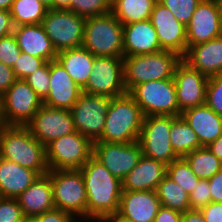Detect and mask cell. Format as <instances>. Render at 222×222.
I'll use <instances>...</instances> for the list:
<instances>
[{"mask_svg": "<svg viewBox=\"0 0 222 222\" xmlns=\"http://www.w3.org/2000/svg\"><path fill=\"white\" fill-rule=\"evenodd\" d=\"M87 193V221L101 222L118 212L122 182L94 156L80 169Z\"/></svg>", "mask_w": 222, "mask_h": 222, "instance_id": "cell-1", "label": "cell"}, {"mask_svg": "<svg viewBox=\"0 0 222 222\" xmlns=\"http://www.w3.org/2000/svg\"><path fill=\"white\" fill-rule=\"evenodd\" d=\"M0 157L39 175L49 172L46 146L35 139L26 126L4 125L1 128Z\"/></svg>", "mask_w": 222, "mask_h": 222, "instance_id": "cell-2", "label": "cell"}, {"mask_svg": "<svg viewBox=\"0 0 222 222\" xmlns=\"http://www.w3.org/2000/svg\"><path fill=\"white\" fill-rule=\"evenodd\" d=\"M144 117L142 109L129 93L113 97L99 141L115 143L138 141Z\"/></svg>", "mask_w": 222, "mask_h": 222, "instance_id": "cell-3", "label": "cell"}, {"mask_svg": "<svg viewBox=\"0 0 222 222\" xmlns=\"http://www.w3.org/2000/svg\"><path fill=\"white\" fill-rule=\"evenodd\" d=\"M181 59L178 54L165 50L151 54L123 56L125 90L129 93L138 84L173 78L175 68Z\"/></svg>", "mask_w": 222, "mask_h": 222, "instance_id": "cell-4", "label": "cell"}, {"mask_svg": "<svg viewBox=\"0 0 222 222\" xmlns=\"http://www.w3.org/2000/svg\"><path fill=\"white\" fill-rule=\"evenodd\" d=\"M82 46L94 56L123 57V24L112 13L87 18Z\"/></svg>", "mask_w": 222, "mask_h": 222, "instance_id": "cell-5", "label": "cell"}, {"mask_svg": "<svg viewBox=\"0 0 222 222\" xmlns=\"http://www.w3.org/2000/svg\"><path fill=\"white\" fill-rule=\"evenodd\" d=\"M48 174L55 208L71 213L80 222H87V193L80 169L49 170Z\"/></svg>", "mask_w": 222, "mask_h": 222, "instance_id": "cell-6", "label": "cell"}, {"mask_svg": "<svg viewBox=\"0 0 222 222\" xmlns=\"http://www.w3.org/2000/svg\"><path fill=\"white\" fill-rule=\"evenodd\" d=\"M129 94L140 106L144 116L179 117V106L173 78L152 80L135 86Z\"/></svg>", "mask_w": 222, "mask_h": 222, "instance_id": "cell-7", "label": "cell"}, {"mask_svg": "<svg viewBox=\"0 0 222 222\" xmlns=\"http://www.w3.org/2000/svg\"><path fill=\"white\" fill-rule=\"evenodd\" d=\"M85 22L69 9H48L41 24L58 53L83 45Z\"/></svg>", "mask_w": 222, "mask_h": 222, "instance_id": "cell-8", "label": "cell"}, {"mask_svg": "<svg viewBox=\"0 0 222 222\" xmlns=\"http://www.w3.org/2000/svg\"><path fill=\"white\" fill-rule=\"evenodd\" d=\"M43 100L24 79H16L0 96V113L4 125L25 126L42 107Z\"/></svg>", "mask_w": 222, "mask_h": 222, "instance_id": "cell-9", "label": "cell"}, {"mask_svg": "<svg viewBox=\"0 0 222 222\" xmlns=\"http://www.w3.org/2000/svg\"><path fill=\"white\" fill-rule=\"evenodd\" d=\"M176 116L149 115L144 117L138 142L146 157L169 165L180 158L170 142V129Z\"/></svg>", "mask_w": 222, "mask_h": 222, "instance_id": "cell-10", "label": "cell"}, {"mask_svg": "<svg viewBox=\"0 0 222 222\" xmlns=\"http://www.w3.org/2000/svg\"><path fill=\"white\" fill-rule=\"evenodd\" d=\"M112 98L82 92L70 109L75 130L92 143L101 139L105 128L106 114Z\"/></svg>", "mask_w": 222, "mask_h": 222, "instance_id": "cell-11", "label": "cell"}, {"mask_svg": "<svg viewBox=\"0 0 222 222\" xmlns=\"http://www.w3.org/2000/svg\"><path fill=\"white\" fill-rule=\"evenodd\" d=\"M49 170L81 169L93 156V143L75 131L46 146Z\"/></svg>", "mask_w": 222, "mask_h": 222, "instance_id": "cell-12", "label": "cell"}, {"mask_svg": "<svg viewBox=\"0 0 222 222\" xmlns=\"http://www.w3.org/2000/svg\"><path fill=\"white\" fill-rule=\"evenodd\" d=\"M82 92L109 97L126 94L123 57L95 56L91 74Z\"/></svg>", "mask_w": 222, "mask_h": 222, "instance_id": "cell-13", "label": "cell"}, {"mask_svg": "<svg viewBox=\"0 0 222 222\" xmlns=\"http://www.w3.org/2000/svg\"><path fill=\"white\" fill-rule=\"evenodd\" d=\"M25 126L33 137L44 146L59 137L76 131L69 109L53 108L45 104Z\"/></svg>", "mask_w": 222, "mask_h": 222, "instance_id": "cell-14", "label": "cell"}, {"mask_svg": "<svg viewBox=\"0 0 222 222\" xmlns=\"http://www.w3.org/2000/svg\"><path fill=\"white\" fill-rule=\"evenodd\" d=\"M93 156L113 176L122 180L137 165L142 150L138 141L132 143L97 141L93 143Z\"/></svg>", "mask_w": 222, "mask_h": 222, "instance_id": "cell-15", "label": "cell"}, {"mask_svg": "<svg viewBox=\"0 0 222 222\" xmlns=\"http://www.w3.org/2000/svg\"><path fill=\"white\" fill-rule=\"evenodd\" d=\"M173 79L176 87L179 116L189 108L205 104L207 76L193 69L181 59L175 68Z\"/></svg>", "mask_w": 222, "mask_h": 222, "instance_id": "cell-16", "label": "cell"}, {"mask_svg": "<svg viewBox=\"0 0 222 222\" xmlns=\"http://www.w3.org/2000/svg\"><path fill=\"white\" fill-rule=\"evenodd\" d=\"M149 20L156 30L161 49L183 58L188 50L186 26L158 1L154 4Z\"/></svg>", "mask_w": 222, "mask_h": 222, "instance_id": "cell-17", "label": "cell"}, {"mask_svg": "<svg viewBox=\"0 0 222 222\" xmlns=\"http://www.w3.org/2000/svg\"><path fill=\"white\" fill-rule=\"evenodd\" d=\"M186 34L188 48L222 35L218 0H201L186 25Z\"/></svg>", "mask_w": 222, "mask_h": 222, "instance_id": "cell-18", "label": "cell"}, {"mask_svg": "<svg viewBox=\"0 0 222 222\" xmlns=\"http://www.w3.org/2000/svg\"><path fill=\"white\" fill-rule=\"evenodd\" d=\"M81 93L82 88L72 80L64 67L57 60L50 61L49 93L43 104L70 110Z\"/></svg>", "mask_w": 222, "mask_h": 222, "instance_id": "cell-19", "label": "cell"}, {"mask_svg": "<svg viewBox=\"0 0 222 222\" xmlns=\"http://www.w3.org/2000/svg\"><path fill=\"white\" fill-rule=\"evenodd\" d=\"M160 207L156 191H122L118 213L133 222H153Z\"/></svg>", "mask_w": 222, "mask_h": 222, "instance_id": "cell-20", "label": "cell"}, {"mask_svg": "<svg viewBox=\"0 0 222 222\" xmlns=\"http://www.w3.org/2000/svg\"><path fill=\"white\" fill-rule=\"evenodd\" d=\"M161 50L156 30L149 19L123 25L124 56L151 54Z\"/></svg>", "mask_w": 222, "mask_h": 222, "instance_id": "cell-21", "label": "cell"}, {"mask_svg": "<svg viewBox=\"0 0 222 222\" xmlns=\"http://www.w3.org/2000/svg\"><path fill=\"white\" fill-rule=\"evenodd\" d=\"M166 166L142 154L137 165L121 180L122 191H156L166 175Z\"/></svg>", "mask_w": 222, "mask_h": 222, "instance_id": "cell-22", "label": "cell"}, {"mask_svg": "<svg viewBox=\"0 0 222 222\" xmlns=\"http://www.w3.org/2000/svg\"><path fill=\"white\" fill-rule=\"evenodd\" d=\"M16 199L26 218L55 209L50 175H39Z\"/></svg>", "mask_w": 222, "mask_h": 222, "instance_id": "cell-23", "label": "cell"}, {"mask_svg": "<svg viewBox=\"0 0 222 222\" xmlns=\"http://www.w3.org/2000/svg\"><path fill=\"white\" fill-rule=\"evenodd\" d=\"M182 59L208 78L222 73V35L190 46Z\"/></svg>", "mask_w": 222, "mask_h": 222, "instance_id": "cell-24", "label": "cell"}, {"mask_svg": "<svg viewBox=\"0 0 222 222\" xmlns=\"http://www.w3.org/2000/svg\"><path fill=\"white\" fill-rule=\"evenodd\" d=\"M13 34L21 52L45 59L47 62L56 60L58 53L42 24L14 27Z\"/></svg>", "mask_w": 222, "mask_h": 222, "instance_id": "cell-25", "label": "cell"}, {"mask_svg": "<svg viewBox=\"0 0 222 222\" xmlns=\"http://www.w3.org/2000/svg\"><path fill=\"white\" fill-rule=\"evenodd\" d=\"M180 116L196 132L202 146H208L222 134V116L206 104L189 108Z\"/></svg>", "mask_w": 222, "mask_h": 222, "instance_id": "cell-26", "label": "cell"}, {"mask_svg": "<svg viewBox=\"0 0 222 222\" xmlns=\"http://www.w3.org/2000/svg\"><path fill=\"white\" fill-rule=\"evenodd\" d=\"M38 176L36 171L0 157V197L17 198Z\"/></svg>", "mask_w": 222, "mask_h": 222, "instance_id": "cell-27", "label": "cell"}, {"mask_svg": "<svg viewBox=\"0 0 222 222\" xmlns=\"http://www.w3.org/2000/svg\"><path fill=\"white\" fill-rule=\"evenodd\" d=\"M95 56L83 46L58 52L56 60L64 67L72 80L83 88L92 71Z\"/></svg>", "mask_w": 222, "mask_h": 222, "instance_id": "cell-28", "label": "cell"}, {"mask_svg": "<svg viewBox=\"0 0 222 222\" xmlns=\"http://www.w3.org/2000/svg\"><path fill=\"white\" fill-rule=\"evenodd\" d=\"M157 0H112L111 13L123 24L145 21L150 18Z\"/></svg>", "mask_w": 222, "mask_h": 222, "instance_id": "cell-29", "label": "cell"}, {"mask_svg": "<svg viewBox=\"0 0 222 222\" xmlns=\"http://www.w3.org/2000/svg\"><path fill=\"white\" fill-rule=\"evenodd\" d=\"M170 142L174 152L179 157H184L195 149L203 147L196 132L181 116L177 117L171 124Z\"/></svg>", "mask_w": 222, "mask_h": 222, "instance_id": "cell-30", "label": "cell"}, {"mask_svg": "<svg viewBox=\"0 0 222 222\" xmlns=\"http://www.w3.org/2000/svg\"><path fill=\"white\" fill-rule=\"evenodd\" d=\"M156 193L161 202V206L182 213L190 210V195L167 175H165L163 180L158 184Z\"/></svg>", "mask_w": 222, "mask_h": 222, "instance_id": "cell-31", "label": "cell"}, {"mask_svg": "<svg viewBox=\"0 0 222 222\" xmlns=\"http://www.w3.org/2000/svg\"><path fill=\"white\" fill-rule=\"evenodd\" d=\"M14 27L41 24L48 8L38 0H14L10 8Z\"/></svg>", "mask_w": 222, "mask_h": 222, "instance_id": "cell-32", "label": "cell"}, {"mask_svg": "<svg viewBox=\"0 0 222 222\" xmlns=\"http://www.w3.org/2000/svg\"><path fill=\"white\" fill-rule=\"evenodd\" d=\"M199 179H210L222 169V162L207 146L195 149L183 157Z\"/></svg>", "mask_w": 222, "mask_h": 222, "instance_id": "cell-33", "label": "cell"}, {"mask_svg": "<svg viewBox=\"0 0 222 222\" xmlns=\"http://www.w3.org/2000/svg\"><path fill=\"white\" fill-rule=\"evenodd\" d=\"M166 175L180 185L189 195L193 192L199 178L192 171L187 161L180 157L166 166Z\"/></svg>", "mask_w": 222, "mask_h": 222, "instance_id": "cell-34", "label": "cell"}, {"mask_svg": "<svg viewBox=\"0 0 222 222\" xmlns=\"http://www.w3.org/2000/svg\"><path fill=\"white\" fill-rule=\"evenodd\" d=\"M70 11L83 18H92L95 16L111 13L110 0H72Z\"/></svg>", "mask_w": 222, "mask_h": 222, "instance_id": "cell-35", "label": "cell"}, {"mask_svg": "<svg viewBox=\"0 0 222 222\" xmlns=\"http://www.w3.org/2000/svg\"><path fill=\"white\" fill-rule=\"evenodd\" d=\"M168 8L175 18L185 26L192 18L193 12L201 0H157Z\"/></svg>", "mask_w": 222, "mask_h": 222, "instance_id": "cell-36", "label": "cell"}, {"mask_svg": "<svg viewBox=\"0 0 222 222\" xmlns=\"http://www.w3.org/2000/svg\"><path fill=\"white\" fill-rule=\"evenodd\" d=\"M29 86L44 100L49 93L50 85V62L36 69L24 79Z\"/></svg>", "mask_w": 222, "mask_h": 222, "instance_id": "cell-37", "label": "cell"}, {"mask_svg": "<svg viewBox=\"0 0 222 222\" xmlns=\"http://www.w3.org/2000/svg\"><path fill=\"white\" fill-rule=\"evenodd\" d=\"M205 104L222 116V73L208 78Z\"/></svg>", "mask_w": 222, "mask_h": 222, "instance_id": "cell-38", "label": "cell"}, {"mask_svg": "<svg viewBox=\"0 0 222 222\" xmlns=\"http://www.w3.org/2000/svg\"><path fill=\"white\" fill-rule=\"evenodd\" d=\"M46 62L45 59L21 52L12 69L17 79H25L36 69L42 67Z\"/></svg>", "mask_w": 222, "mask_h": 222, "instance_id": "cell-39", "label": "cell"}, {"mask_svg": "<svg viewBox=\"0 0 222 222\" xmlns=\"http://www.w3.org/2000/svg\"><path fill=\"white\" fill-rule=\"evenodd\" d=\"M21 50L13 33L0 38V62L13 67Z\"/></svg>", "mask_w": 222, "mask_h": 222, "instance_id": "cell-40", "label": "cell"}, {"mask_svg": "<svg viewBox=\"0 0 222 222\" xmlns=\"http://www.w3.org/2000/svg\"><path fill=\"white\" fill-rule=\"evenodd\" d=\"M25 219L16 198L0 197V222H24Z\"/></svg>", "mask_w": 222, "mask_h": 222, "instance_id": "cell-41", "label": "cell"}, {"mask_svg": "<svg viewBox=\"0 0 222 222\" xmlns=\"http://www.w3.org/2000/svg\"><path fill=\"white\" fill-rule=\"evenodd\" d=\"M190 210H200L211 203V193L209 181L207 179H199L189 197Z\"/></svg>", "mask_w": 222, "mask_h": 222, "instance_id": "cell-42", "label": "cell"}, {"mask_svg": "<svg viewBox=\"0 0 222 222\" xmlns=\"http://www.w3.org/2000/svg\"><path fill=\"white\" fill-rule=\"evenodd\" d=\"M35 222H79L69 212L53 209L32 218Z\"/></svg>", "mask_w": 222, "mask_h": 222, "instance_id": "cell-43", "label": "cell"}, {"mask_svg": "<svg viewBox=\"0 0 222 222\" xmlns=\"http://www.w3.org/2000/svg\"><path fill=\"white\" fill-rule=\"evenodd\" d=\"M205 222H222V203L211 202L200 209Z\"/></svg>", "mask_w": 222, "mask_h": 222, "instance_id": "cell-44", "label": "cell"}, {"mask_svg": "<svg viewBox=\"0 0 222 222\" xmlns=\"http://www.w3.org/2000/svg\"><path fill=\"white\" fill-rule=\"evenodd\" d=\"M16 79L12 67L0 62V96L9 89Z\"/></svg>", "mask_w": 222, "mask_h": 222, "instance_id": "cell-45", "label": "cell"}, {"mask_svg": "<svg viewBox=\"0 0 222 222\" xmlns=\"http://www.w3.org/2000/svg\"><path fill=\"white\" fill-rule=\"evenodd\" d=\"M209 181L211 202L222 203V169L214 174Z\"/></svg>", "mask_w": 222, "mask_h": 222, "instance_id": "cell-46", "label": "cell"}, {"mask_svg": "<svg viewBox=\"0 0 222 222\" xmlns=\"http://www.w3.org/2000/svg\"><path fill=\"white\" fill-rule=\"evenodd\" d=\"M182 212L161 206L153 222H181Z\"/></svg>", "mask_w": 222, "mask_h": 222, "instance_id": "cell-47", "label": "cell"}, {"mask_svg": "<svg viewBox=\"0 0 222 222\" xmlns=\"http://www.w3.org/2000/svg\"><path fill=\"white\" fill-rule=\"evenodd\" d=\"M14 25L10 11L0 10V38L13 33Z\"/></svg>", "mask_w": 222, "mask_h": 222, "instance_id": "cell-48", "label": "cell"}, {"mask_svg": "<svg viewBox=\"0 0 222 222\" xmlns=\"http://www.w3.org/2000/svg\"><path fill=\"white\" fill-rule=\"evenodd\" d=\"M181 222H205L200 210H188L182 213Z\"/></svg>", "mask_w": 222, "mask_h": 222, "instance_id": "cell-49", "label": "cell"}, {"mask_svg": "<svg viewBox=\"0 0 222 222\" xmlns=\"http://www.w3.org/2000/svg\"><path fill=\"white\" fill-rule=\"evenodd\" d=\"M207 147L222 162V134Z\"/></svg>", "mask_w": 222, "mask_h": 222, "instance_id": "cell-50", "label": "cell"}, {"mask_svg": "<svg viewBox=\"0 0 222 222\" xmlns=\"http://www.w3.org/2000/svg\"><path fill=\"white\" fill-rule=\"evenodd\" d=\"M72 0H51V9H70Z\"/></svg>", "mask_w": 222, "mask_h": 222, "instance_id": "cell-51", "label": "cell"}, {"mask_svg": "<svg viewBox=\"0 0 222 222\" xmlns=\"http://www.w3.org/2000/svg\"><path fill=\"white\" fill-rule=\"evenodd\" d=\"M101 222H133V221L116 212L112 215L105 217Z\"/></svg>", "mask_w": 222, "mask_h": 222, "instance_id": "cell-52", "label": "cell"}, {"mask_svg": "<svg viewBox=\"0 0 222 222\" xmlns=\"http://www.w3.org/2000/svg\"><path fill=\"white\" fill-rule=\"evenodd\" d=\"M14 0H0V10L9 11Z\"/></svg>", "mask_w": 222, "mask_h": 222, "instance_id": "cell-53", "label": "cell"}, {"mask_svg": "<svg viewBox=\"0 0 222 222\" xmlns=\"http://www.w3.org/2000/svg\"><path fill=\"white\" fill-rule=\"evenodd\" d=\"M44 4L48 9H51V0H38Z\"/></svg>", "mask_w": 222, "mask_h": 222, "instance_id": "cell-54", "label": "cell"}, {"mask_svg": "<svg viewBox=\"0 0 222 222\" xmlns=\"http://www.w3.org/2000/svg\"><path fill=\"white\" fill-rule=\"evenodd\" d=\"M218 4L220 7V13H221V28H222V0H218Z\"/></svg>", "mask_w": 222, "mask_h": 222, "instance_id": "cell-55", "label": "cell"}, {"mask_svg": "<svg viewBox=\"0 0 222 222\" xmlns=\"http://www.w3.org/2000/svg\"><path fill=\"white\" fill-rule=\"evenodd\" d=\"M4 126V124H3V121H2V118H1V113H0V130H1V128Z\"/></svg>", "mask_w": 222, "mask_h": 222, "instance_id": "cell-56", "label": "cell"}, {"mask_svg": "<svg viewBox=\"0 0 222 222\" xmlns=\"http://www.w3.org/2000/svg\"><path fill=\"white\" fill-rule=\"evenodd\" d=\"M24 222H35L32 218H26Z\"/></svg>", "mask_w": 222, "mask_h": 222, "instance_id": "cell-57", "label": "cell"}]
</instances>
